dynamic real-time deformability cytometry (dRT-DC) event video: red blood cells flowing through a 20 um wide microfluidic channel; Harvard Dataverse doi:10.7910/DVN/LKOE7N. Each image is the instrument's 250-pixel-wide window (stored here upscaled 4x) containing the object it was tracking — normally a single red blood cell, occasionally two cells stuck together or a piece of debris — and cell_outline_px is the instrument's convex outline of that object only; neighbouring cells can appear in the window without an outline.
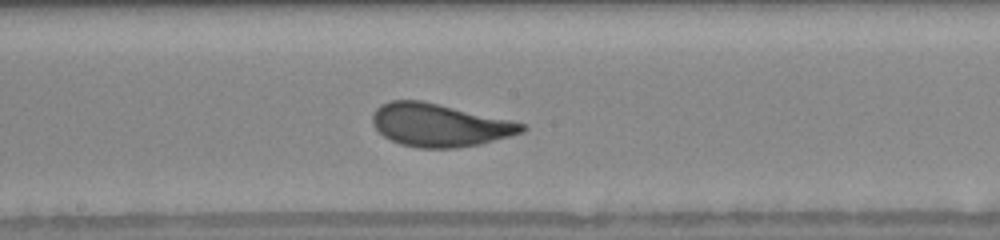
{"species": "human", "species_latin": "Homo sapiens", "temperature_condition": "warm", "stored_images_in_passage": 22, "camera_frame_rate_fps": 3000, "um_per_image_px": 0.085, "donor": {"sex": "female"}, "frame": {"image": 1, "passage_image": 16, "time_ms": 8.333, "image_size_px": [1000, 240], "cell_outline_px": [[528, 128], [524, 132], [480, 144], [456, 148], [416, 148], [400, 144], [384, 136], [372, 124], [372, 116], [376, 108], [380, 104], [392, 100], [424, 100], [508, 120], [524, 124]], "centroid_in_image_um": [37.33, 10.63], "position_along_channel_um": 210.9, "area_um2": 37.28}}